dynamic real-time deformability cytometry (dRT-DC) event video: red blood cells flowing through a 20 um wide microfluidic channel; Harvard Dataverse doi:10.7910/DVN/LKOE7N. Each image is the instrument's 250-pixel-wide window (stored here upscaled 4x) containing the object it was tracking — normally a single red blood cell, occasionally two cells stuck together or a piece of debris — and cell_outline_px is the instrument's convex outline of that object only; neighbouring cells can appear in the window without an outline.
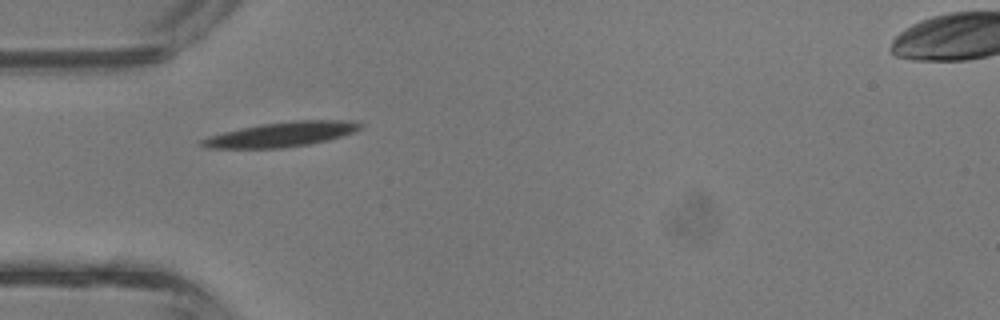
{"species": "common noctule bat (a hibernating species)", "species_latin": "Nyctalus noctula", "temperature_condition": "room temperature", "stored_images_in_passage": 1, "camera_frame_rate_fps": 3000, "um_per_image_px": 0.085, "animal": {"sex": "male", "body_mass_g": 13.3}, "frame": {"image": 1, "passage_image": 1, "time_ms": 0.0, "image_size_px": [1000, 320], "cell_outline_px": [[364, 124], [360, 128], [352, 132], [328, 140], [308, 144], [284, 148], [208, 148], [200, 144], [200, 140], [208, 136], [224, 132], [260, 124], [296, 120], [352, 120]], "centroid_in_image_um": [23.93, 11.42], "position_along_channel_um": 61.1, "area_um2": 22.66}}